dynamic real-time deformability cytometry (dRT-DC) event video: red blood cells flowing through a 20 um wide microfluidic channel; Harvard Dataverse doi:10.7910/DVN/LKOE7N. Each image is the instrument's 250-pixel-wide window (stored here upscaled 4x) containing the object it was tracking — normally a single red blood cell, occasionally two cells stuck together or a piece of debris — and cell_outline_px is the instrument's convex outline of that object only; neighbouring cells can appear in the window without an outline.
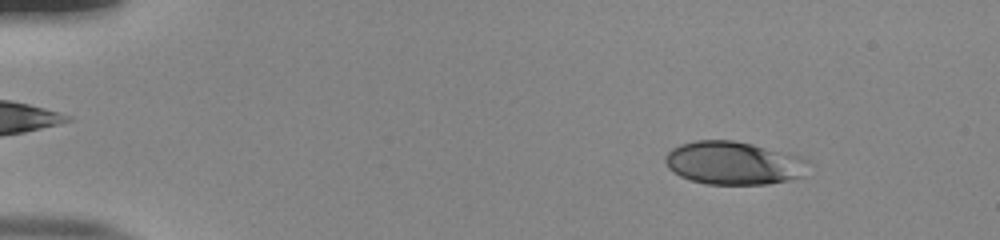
{"species": "human", "species_latin": "Homo sapiens", "temperature_condition": "room temperature", "stored_images_in_passage": 51, "camera_frame_rate_fps": 3000, "um_per_image_px": 0.085, "donor": {"sex": "male"}, "frame": {"image": 1, "passage_image": 5, "time_ms": 1.333, "image_size_px": [1000, 240], "cell_outline_px": [[808, 164], [800, 176], [788, 180], [768, 184], [704, 184], [680, 176], [672, 172], [668, 168], [664, 160], [664, 156], [672, 148], [680, 144], [696, 140], [732, 140], [752, 144], [800, 156], [808, 160]], "centroid_in_image_um": [62.29, 13.85], "position_along_channel_um": 22.7, "area_um2": 35.84}}
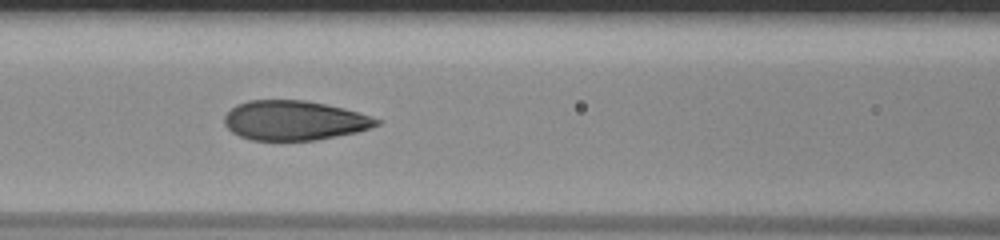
{"frame": {"image": 2, "passage_image": 22, "time_ms": 7.0, "image_size_px": [1000, 240], "cell_outline_px": [[384, 120], [380, 124], [356, 132], [316, 140], [252, 140], [240, 136], [232, 132], [224, 124], [224, 116], [236, 104], [248, 100], [304, 100], [344, 108]], "centroid_in_image_um": [25.01, 10.23], "position_along_channel_um": 141.6, "area_um2": 35.03}}
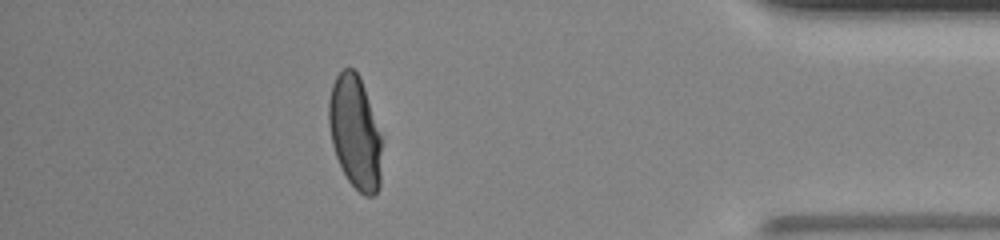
{"frame": {"image": 3, "passage_image": 45, "time_ms": 14.667, "image_size_px": [1000, 240], "cell_outline_px": [[380, 184], [376, 192], [372, 196], [364, 196], [348, 180], [336, 156], [332, 144], [328, 124], [328, 100], [332, 84], [336, 76], [344, 68], [352, 68], [360, 76], [380, 136]], "centroid_in_image_um": [30.14, 11.23], "position_along_channel_um": 405.1, "area_um2": 34.33}, "authors_computed_cell_mechanics": {"area_um2": 35.7782, "velocity_mm_per_s": 3.9172, "shape_relaxation_time_tau1_ms": 4.2534, "shape_relaxation_time_tau2_ms": null, "deformation_change_tau1": 0.1999, "deformation_change_tau2": null}}